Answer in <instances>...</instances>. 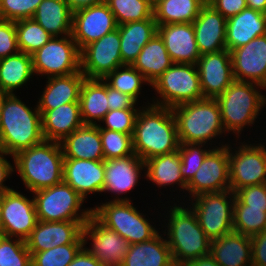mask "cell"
Wrapping results in <instances>:
<instances>
[{
	"instance_id": "cell-1",
	"label": "cell",
	"mask_w": 266,
	"mask_h": 266,
	"mask_svg": "<svg viewBox=\"0 0 266 266\" xmlns=\"http://www.w3.org/2000/svg\"><path fill=\"white\" fill-rule=\"evenodd\" d=\"M179 140L172 109L150 105L139 110L132 134L133 152L143 161L178 150Z\"/></svg>"
},
{
	"instance_id": "cell-2",
	"label": "cell",
	"mask_w": 266,
	"mask_h": 266,
	"mask_svg": "<svg viewBox=\"0 0 266 266\" xmlns=\"http://www.w3.org/2000/svg\"><path fill=\"white\" fill-rule=\"evenodd\" d=\"M32 111L15 94H7L1 114L0 149L11 156L43 142L41 113Z\"/></svg>"
},
{
	"instance_id": "cell-3",
	"label": "cell",
	"mask_w": 266,
	"mask_h": 266,
	"mask_svg": "<svg viewBox=\"0 0 266 266\" xmlns=\"http://www.w3.org/2000/svg\"><path fill=\"white\" fill-rule=\"evenodd\" d=\"M15 167L27 189L35 192L63 181V152L60 142L44 140L13 156Z\"/></svg>"
},
{
	"instance_id": "cell-4",
	"label": "cell",
	"mask_w": 266,
	"mask_h": 266,
	"mask_svg": "<svg viewBox=\"0 0 266 266\" xmlns=\"http://www.w3.org/2000/svg\"><path fill=\"white\" fill-rule=\"evenodd\" d=\"M171 109L179 143H206L225 132L215 98H203Z\"/></svg>"
},
{
	"instance_id": "cell-5",
	"label": "cell",
	"mask_w": 266,
	"mask_h": 266,
	"mask_svg": "<svg viewBox=\"0 0 266 266\" xmlns=\"http://www.w3.org/2000/svg\"><path fill=\"white\" fill-rule=\"evenodd\" d=\"M169 218L167 243L175 266H184L190 260L210 254L211 240L191 208L175 205L170 209Z\"/></svg>"
},
{
	"instance_id": "cell-6",
	"label": "cell",
	"mask_w": 266,
	"mask_h": 266,
	"mask_svg": "<svg viewBox=\"0 0 266 266\" xmlns=\"http://www.w3.org/2000/svg\"><path fill=\"white\" fill-rule=\"evenodd\" d=\"M255 86H263L253 82L234 80L218 97L221 120L225 131L239 134L247 124L254 123L259 111L266 104V98Z\"/></svg>"
},
{
	"instance_id": "cell-7",
	"label": "cell",
	"mask_w": 266,
	"mask_h": 266,
	"mask_svg": "<svg viewBox=\"0 0 266 266\" xmlns=\"http://www.w3.org/2000/svg\"><path fill=\"white\" fill-rule=\"evenodd\" d=\"M92 209V215L105 227L117 232L130 244L146 242L159 232L150 225L128 198H114Z\"/></svg>"
},
{
	"instance_id": "cell-8",
	"label": "cell",
	"mask_w": 266,
	"mask_h": 266,
	"mask_svg": "<svg viewBox=\"0 0 266 266\" xmlns=\"http://www.w3.org/2000/svg\"><path fill=\"white\" fill-rule=\"evenodd\" d=\"M196 64L174 63L151 86L163 100L152 105L173 108L183 103L203 99ZM196 69V70H195Z\"/></svg>"
},
{
	"instance_id": "cell-9",
	"label": "cell",
	"mask_w": 266,
	"mask_h": 266,
	"mask_svg": "<svg viewBox=\"0 0 266 266\" xmlns=\"http://www.w3.org/2000/svg\"><path fill=\"white\" fill-rule=\"evenodd\" d=\"M33 194L37 218L40 221H87L92 216V209L78 214L85 199L64 181Z\"/></svg>"
},
{
	"instance_id": "cell-10",
	"label": "cell",
	"mask_w": 266,
	"mask_h": 266,
	"mask_svg": "<svg viewBox=\"0 0 266 266\" xmlns=\"http://www.w3.org/2000/svg\"><path fill=\"white\" fill-rule=\"evenodd\" d=\"M193 198L196 202L192 204L191 210L196 214L199 225L210 240L233 232L235 194L231 190L202 193Z\"/></svg>"
},
{
	"instance_id": "cell-11",
	"label": "cell",
	"mask_w": 266,
	"mask_h": 266,
	"mask_svg": "<svg viewBox=\"0 0 266 266\" xmlns=\"http://www.w3.org/2000/svg\"><path fill=\"white\" fill-rule=\"evenodd\" d=\"M60 38V39H59ZM52 37L32 54L33 71L50 77L67 76L81 71L80 50L72 35Z\"/></svg>"
},
{
	"instance_id": "cell-12",
	"label": "cell",
	"mask_w": 266,
	"mask_h": 266,
	"mask_svg": "<svg viewBox=\"0 0 266 266\" xmlns=\"http://www.w3.org/2000/svg\"><path fill=\"white\" fill-rule=\"evenodd\" d=\"M119 29L86 45L80 51L81 72L87 79H104L116 68L124 65L120 54Z\"/></svg>"
},
{
	"instance_id": "cell-13",
	"label": "cell",
	"mask_w": 266,
	"mask_h": 266,
	"mask_svg": "<svg viewBox=\"0 0 266 266\" xmlns=\"http://www.w3.org/2000/svg\"><path fill=\"white\" fill-rule=\"evenodd\" d=\"M230 190L235 193L241 188L266 183V147L242 145L235 154L229 146ZM234 155V156H233Z\"/></svg>"
},
{
	"instance_id": "cell-14",
	"label": "cell",
	"mask_w": 266,
	"mask_h": 266,
	"mask_svg": "<svg viewBox=\"0 0 266 266\" xmlns=\"http://www.w3.org/2000/svg\"><path fill=\"white\" fill-rule=\"evenodd\" d=\"M229 146L222 145L212 149L205 157L201 166L187 183V188L192 195L202 193L222 192L230 190L229 179Z\"/></svg>"
},
{
	"instance_id": "cell-15",
	"label": "cell",
	"mask_w": 266,
	"mask_h": 266,
	"mask_svg": "<svg viewBox=\"0 0 266 266\" xmlns=\"http://www.w3.org/2000/svg\"><path fill=\"white\" fill-rule=\"evenodd\" d=\"M2 236L26 240L38 222L34 199L10 190L2 194Z\"/></svg>"
},
{
	"instance_id": "cell-16",
	"label": "cell",
	"mask_w": 266,
	"mask_h": 266,
	"mask_svg": "<svg viewBox=\"0 0 266 266\" xmlns=\"http://www.w3.org/2000/svg\"><path fill=\"white\" fill-rule=\"evenodd\" d=\"M93 239L92 249L85 248L95 256L103 266H121L130 243L117 232L105 227L93 215L82 228L83 245L86 238Z\"/></svg>"
},
{
	"instance_id": "cell-17",
	"label": "cell",
	"mask_w": 266,
	"mask_h": 266,
	"mask_svg": "<svg viewBox=\"0 0 266 266\" xmlns=\"http://www.w3.org/2000/svg\"><path fill=\"white\" fill-rule=\"evenodd\" d=\"M117 28L115 16L105 1L73 12L71 35L80 51Z\"/></svg>"
},
{
	"instance_id": "cell-18",
	"label": "cell",
	"mask_w": 266,
	"mask_h": 266,
	"mask_svg": "<svg viewBox=\"0 0 266 266\" xmlns=\"http://www.w3.org/2000/svg\"><path fill=\"white\" fill-rule=\"evenodd\" d=\"M196 66L204 98L218 97L234 81L231 55L227 49L202 54Z\"/></svg>"
},
{
	"instance_id": "cell-19",
	"label": "cell",
	"mask_w": 266,
	"mask_h": 266,
	"mask_svg": "<svg viewBox=\"0 0 266 266\" xmlns=\"http://www.w3.org/2000/svg\"><path fill=\"white\" fill-rule=\"evenodd\" d=\"M86 221L49 222L38 220L25 240L29 252H40L60 245L83 244L82 228Z\"/></svg>"
},
{
	"instance_id": "cell-20",
	"label": "cell",
	"mask_w": 266,
	"mask_h": 266,
	"mask_svg": "<svg viewBox=\"0 0 266 266\" xmlns=\"http://www.w3.org/2000/svg\"><path fill=\"white\" fill-rule=\"evenodd\" d=\"M230 55L234 80L253 82L266 89V35L232 50Z\"/></svg>"
},
{
	"instance_id": "cell-21",
	"label": "cell",
	"mask_w": 266,
	"mask_h": 266,
	"mask_svg": "<svg viewBox=\"0 0 266 266\" xmlns=\"http://www.w3.org/2000/svg\"><path fill=\"white\" fill-rule=\"evenodd\" d=\"M104 160L64 158L63 181L83 199L89 193L102 192L104 185Z\"/></svg>"
},
{
	"instance_id": "cell-22",
	"label": "cell",
	"mask_w": 266,
	"mask_h": 266,
	"mask_svg": "<svg viewBox=\"0 0 266 266\" xmlns=\"http://www.w3.org/2000/svg\"><path fill=\"white\" fill-rule=\"evenodd\" d=\"M157 33L162 38L173 63H197L201 54L192 23L158 25Z\"/></svg>"
},
{
	"instance_id": "cell-23",
	"label": "cell",
	"mask_w": 266,
	"mask_h": 266,
	"mask_svg": "<svg viewBox=\"0 0 266 266\" xmlns=\"http://www.w3.org/2000/svg\"><path fill=\"white\" fill-rule=\"evenodd\" d=\"M192 24L201 55L226 49L227 19L211 5L206 3Z\"/></svg>"
},
{
	"instance_id": "cell-24",
	"label": "cell",
	"mask_w": 266,
	"mask_h": 266,
	"mask_svg": "<svg viewBox=\"0 0 266 266\" xmlns=\"http://www.w3.org/2000/svg\"><path fill=\"white\" fill-rule=\"evenodd\" d=\"M264 35H266V14L246 7L227 19L226 49L231 52Z\"/></svg>"
},
{
	"instance_id": "cell-25",
	"label": "cell",
	"mask_w": 266,
	"mask_h": 266,
	"mask_svg": "<svg viewBox=\"0 0 266 266\" xmlns=\"http://www.w3.org/2000/svg\"><path fill=\"white\" fill-rule=\"evenodd\" d=\"M145 167L144 161L135 153L123 158L104 160V185L102 192L124 194L138 183V177ZM124 192V193H123Z\"/></svg>"
},
{
	"instance_id": "cell-26",
	"label": "cell",
	"mask_w": 266,
	"mask_h": 266,
	"mask_svg": "<svg viewBox=\"0 0 266 266\" xmlns=\"http://www.w3.org/2000/svg\"><path fill=\"white\" fill-rule=\"evenodd\" d=\"M45 140L60 142L83 125L79 102L60 105L52 110H39Z\"/></svg>"
},
{
	"instance_id": "cell-27",
	"label": "cell",
	"mask_w": 266,
	"mask_h": 266,
	"mask_svg": "<svg viewBox=\"0 0 266 266\" xmlns=\"http://www.w3.org/2000/svg\"><path fill=\"white\" fill-rule=\"evenodd\" d=\"M61 142L64 158L104 160L99 124H83Z\"/></svg>"
},
{
	"instance_id": "cell-28",
	"label": "cell",
	"mask_w": 266,
	"mask_h": 266,
	"mask_svg": "<svg viewBox=\"0 0 266 266\" xmlns=\"http://www.w3.org/2000/svg\"><path fill=\"white\" fill-rule=\"evenodd\" d=\"M210 255L220 266H252L251 237L233 231L211 240Z\"/></svg>"
},
{
	"instance_id": "cell-29",
	"label": "cell",
	"mask_w": 266,
	"mask_h": 266,
	"mask_svg": "<svg viewBox=\"0 0 266 266\" xmlns=\"http://www.w3.org/2000/svg\"><path fill=\"white\" fill-rule=\"evenodd\" d=\"M85 79L81 71L67 76L48 78V84L37 105L38 110H52L60 105L79 102Z\"/></svg>"
},
{
	"instance_id": "cell-30",
	"label": "cell",
	"mask_w": 266,
	"mask_h": 266,
	"mask_svg": "<svg viewBox=\"0 0 266 266\" xmlns=\"http://www.w3.org/2000/svg\"><path fill=\"white\" fill-rule=\"evenodd\" d=\"M157 27L154 18L118 25L121 41L120 54L123 64H133L142 47L157 33Z\"/></svg>"
},
{
	"instance_id": "cell-31",
	"label": "cell",
	"mask_w": 266,
	"mask_h": 266,
	"mask_svg": "<svg viewBox=\"0 0 266 266\" xmlns=\"http://www.w3.org/2000/svg\"><path fill=\"white\" fill-rule=\"evenodd\" d=\"M121 266H175L167 240L158 233L151 240L131 244Z\"/></svg>"
},
{
	"instance_id": "cell-32",
	"label": "cell",
	"mask_w": 266,
	"mask_h": 266,
	"mask_svg": "<svg viewBox=\"0 0 266 266\" xmlns=\"http://www.w3.org/2000/svg\"><path fill=\"white\" fill-rule=\"evenodd\" d=\"M162 38L156 33L146 45L142 47L132 66L138 70L151 85L169 67L173 65Z\"/></svg>"
},
{
	"instance_id": "cell-33",
	"label": "cell",
	"mask_w": 266,
	"mask_h": 266,
	"mask_svg": "<svg viewBox=\"0 0 266 266\" xmlns=\"http://www.w3.org/2000/svg\"><path fill=\"white\" fill-rule=\"evenodd\" d=\"M32 18L53 37L71 35L73 11L65 0H42Z\"/></svg>"
},
{
	"instance_id": "cell-34",
	"label": "cell",
	"mask_w": 266,
	"mask_h": 266,
	"mask_svg": "<svg viewBox=\"0 0 266 266\" xmlns=\"http://www.w3.org/2000/svg\"><path fill=\"white\" fill-rule=\"evenodd\" d=\"M80 115L83 124H97L109 111L107 84L103 79H85L80 91Z\"/></svg>"
},
{
	"instance_id": "cell-35",
	"label": "cell",
	"mask_w": 266,
	"mask_h": 266,
	"mask_svg": "<svg viewBox=\"0 0 266 266\" xmlns=\"http://www.w3.org/2000/svg\"><path fill=\"white\" fill-rule=\"evenodd\" d=\"M33 74L32 55L19 51L0 59V91L13 94V91L22 87Z\"/></svg>"
},
{
	"instance_id": "cell-36",
	"label": "cell",
	"mask_w": 266,
	"mask_h": 266,
	"mask_svg": "<svg viewBox=\"0 0 266 266\" xmlns=\"http://www.w3.org/2000/svg\"><path fill=\"white\" fill-rule=\"evenodd\" d=\"M147 168V178L159 187L178 183L182 189L187 188V182L181 174V156L178 150L150 158L144 161Z\"/></svg>"
},
{
	"instance_id": "cell-37",
	"label": "cell",
	"mask_w": 266,
	"mask_h": 266,
	"mask_svg": "<svg viewBox=\"0 0 266 266\" xmlns=\"http://www.w3.org/2000/svg\"><path fill=\"white\" fill-rule=\"evenodd\" d=\"M207 0H162L153 7L158 25L193 23Z\"/></svg>"
},
{
	"instance_id": "cell-38",
	"label": "cell",
	"mask_w": 266,
	"mask_h": 266,
	"mask_svg": "<svg viewBox=\"0 0 266 266\" xmlns=\"http://www.w3.org/2000/svg\"><path fill=\"white\" fill-rule=\"evenodd\" d=\"M266 229V209L250 208L236 198L233 207V231L252 237Z\"/></svg>"
},
{
	"instance_id": "cell-39",
	"label": "cell",
	"mask_w": 266,
	"mask_h": 266,
	"mask_svg": "<svg viewBox=\"0 0 266 266\" xmlns=\"http://www.w3.org/2000/svg\"><path fill=\"white\" fill-rule=\"evenodd\" d=\"M17 44L20 52L32 55L53 36L33 18L15 21Z\"/></svg>"
},
{
	"instance_id": "cell-40",
	"label": "cell",
	"mask_w": 266,
	"mask_h": 266,
	"mask_svg": "<svg viewBox=\"0 0 266 266\" xmlns=\"http://www.w3.org/2000/svg\"><path fill=\"white\" fill-rule=\"evenodd\" d=\"M105 2L118 25L154 18L153 6L149 0H105Z\"/></svg>"
},
{
	"instance_id": "cell-41",
	"label": "cell",
	"mask_w": 266,
	"mask_h": 266,
	"mask_svg": "<svg viewBox=\"0 0 266 266\" xmlns=\"http://www.w3.org/2000/svg\"><path fill=\"white\" fill-rule=\"evenodd\" d=\"M103 80L109 87L133 97L136 101L141 90V84L147 82L138 70L127 64L116 68Z\"/></svg>"
},
{
	"instance_id": "cell-42",
	"label": "cell",
	"mask_w": 266,
	"mask_h": 266,
	"mask_svg": "<svg viewBox=\"0 0 266 266\" xmlns=\"http://www.w3.org/2000/svg\"><path fill=\"white\" fill-rule=\"evenodd\" d=\"M84 247L83 244H67L31 253L32 266H68Z\"/></svg>"
},
{
	"instance_id": "cell-43",
	"label": "cell",
	"mask_w": 266,
	"mask_h": 266,
	"mask_svg": "<svg viewBox=\"0 0 266 266\" xmlns=\"http://www.w3.org/2000/svg\"><path fill=\"white\" fill-rule=\"evenodd\" d=\"M104 160L123 158L134 154L132 134L100 129Z\"/></svg>"
},
{
	"instance_id": "cell-44",
	"label": "cell",
	"mask_w": 266,
	"mask_h": 266,
	"mask_svg": "<svg viewBox=\"0 0 266 266\" xmlns=\"http://www.w3.org/2000/svg\"><path fill=\"white\" fill-rule=\"evenodd\" d=\"M0 235V266H32L25 240Z\"/></svg>"
},
{
	"instance_id": "cell-45",
	"label": "cell",
	"mask_w": 266,
	"mask_h": 266,
	"mask_svg": "<svg viewBox=\"0 0 266 266\" xmlns=\"http://www.w3.org/2000/svg\"><path fill=\"white\" fill-rule=\"evenodd\" d=\"M204 143H180L178 147L181 156V174L188 183L197 172L206 155L211 151L201 149ZM201 145V146H200ZM200 146V147H199Z\"/></svg>"
},
{
	"instance_id": "cell-46",
	"label": "cell",
	"mask_w": 266,
	"mask_h": 266,
	"mask_svg": "<svg viewBox=\"0 0 266 266\" xmlns=\"http://www.w3.org/2000/svg\"><path fill=\"white\" fill-rule=\"evenodd\" d=\"M42 0H0V19L18 21L32 18Z\"/></svg>"
},
{
	"instance_id": "cell-47",
	"label": "cell",
	"mask_w": 266,
	"mask_h": 266,
	"mask_svg": "<svg viewBox=\"0 0 266 266\" xmlns=\"http://www.w3.org/2000/svg\"><path fill=\"white\" fill-rule=\"evenodd\" d=\"M138 109H117L106 113L102 121L106 127L99 125L100 129H109L124 134H133Z\"/></svg>"
},
{
	"instance_id": "cell-48",
	"label": "cell",
	"mask_w": 266,
	"mask_h": 266,
	"mask_svg": "<svg viewBox=\"0 0 266 266\" xmlns=\"http://www.w3.org/2000/svg\"><path fill=\"white\" fill-rule=\"evenodd\" d=\"M235 198L250 208L266 209V183L246 186L235 193Z\"/></svg>"
},
{
	"instance_id": "cell-49",
	"label": "cell",
	"mask_w": 266,
	"mask_h": 266,
	"mask_svg": "<svg viewBox=\"0 0 266 266\" xmlns=\"http://www.w3.org/2000/svg\"><path fill=\"white\" fill-rule=\"evenodd\" d=\"M18 52L15 21L0 19V59Z\"/></svg>"
},
{
	"instance_id": "cell-50",
	"label": "cell",
	"mask_w": 266,
	"mask_h": 266,
	"mask_svg": "<svg viewBox=\"0 0 266 266\" xmlns=\"http://www.w3.org/2000/svg\"><path fill=\"white\" fill-rule=\"evenodd\" d=\"M207 3L226 19L235 16L247 7L246 0H207Z\"/></svg>"
},
{
	"instance_id": "cell-51",
	"label": "cell",
	"mask_w": 266,
	"mask_h": 266,
	"mask_svg": "<svg viewBox=\"0 0 266 266\" xmlns=\"http://www.w3.org/2000/svg\"><path fill=\"white\" fill-rule=\"evenodd\" d=\"M252 266H266V229L251 237Z\"/></svg>"
},
{
	"instance_id": "cell-52",
	"label": "cell",
	"mask_w": 266,
	"mask_h": 266,
	"mask_svg": "<svg viewBox=\"0 0 266 266\" xmlns=\"http://www.w3.org/2000/svg\"><path fill=\"white\" fill-rule=\"evenodd\" d=\"M107 100L109 102V111L117 110V109H135L136 100L124 94L118 90H114L113 88L107 85Z\"/></svg>"
},
{
	"instance_id": "cell-53",
	"label": "cell",
	"mask_w": 266,
	"mask_h": 266,
	"mask_svg": "<svg viewBox=\"0 0 266 266\" xmlns=\"http://www.w3.org/2000/svg\"><path fill=\"white\" fill-rule=\"evenodd\" d=\"M68 266H103L100 261L90 254L85 247L81 248Z\"/></svg>"
},
{
	"instance_id": "cell-54",
	"label": "cell",
	"mask_w": 266,
	"mask_h": 266,
	"mask_svg": "<svg viewBox=\"0 0 266 266\" xmlns=\"http://www.w3.org/2000/svg\"><path fill=\"white\" fill-rule=\"evenodd\" d=\"M4 155H9L8 153L0 149V194H4L7 191L12 190L11 188L4 186L3 182L10 176L13 169L11 163L4 158Z\"/></svg>"
},
{
	"instance_id": "cell-55",
	"label": "cell",
	"mask_w": 266,
	"mask_h": 266,
	"mask_svg": "<svg viewBox=\"0 0 266 266\" xmlns=\"http://www.w3.org/2000/svg\"><path fill=\"white\" fill-rule=\"evenodd\" d=\"M68 3L70 9L74 12L79 9L90 7L93 5L100 4L105 0H65Z\"/></svg>"
},
{
	"instance_id": "cell-56",
	"label": "cell",
	"mask_w": 266,
	"mask_h": 266,
	"mask_svg": "<svg viewBox=\"0 0 266 266\" xmlns=\"http://www.w3.org/2000/svg\"><path fill=\"white\" fill-rule=\"evenodd\" d=\"M184 266H220V265L214 260V258L210 254H208L190 260Z\"/></svg>"
},
{
	"instance_id": "cell-57",
	"label": "cell",
	"mask_w": 266,
	"mask_h": 266,
	"mask_svg": "<svg viewBox=\"0 0 266 266\" xmlns=\"http://www.w3.org/2000/svg\"><path fill=\"white\" fill-rule=\"evenodd\" d=\"M247 7L266 14V0H246Z\"/></svg>"
},
{
	"instance_id": "cell-58",
	"label": "cell",
	"mask_w": 266,
	"mask_h": 266,
	"mask_svg": "<svg viewBox=\"0 0 266 266\" xmlns=\"http://www.w3.org/2000/svg\"><path fill=\"white\" fill-rule=\"evenodd\" d=\"M6 95H7L6 93L0 91V134H1V125H2L1 114H2L3 104H4V98Z\"/></svg>"
},
{
	"instance_id": "cell-59",
	"label": "cell",
	"mask_w": 266,
	"mask_h": 266,
	"mask_svg": "<svg viewBox=\"0 0 266 266\" xmlns=\"http://www.w3.org/2000/svg\"><path fill=\"white\" fill-rule=\"evenodd\" d=\"M1 206H2V194H0V235H2V216H1Z\"/></svg>"
},
{
	"instance_id": "cell-60",
	"label": "cell",
	"mask_w": 266,
	"mask_h": 266,
	"mask_svg": "<svg viewBox=\"0 0 266 266\" xmlns=\"http://www.w3.org/2000/svg\"><path fill=\"white\" fill-rule=\"evenodd\" d=\"M160 1L162 0H149L150 4L154 7L155 5H157Z\"/></svg>"
}]
</instances>
